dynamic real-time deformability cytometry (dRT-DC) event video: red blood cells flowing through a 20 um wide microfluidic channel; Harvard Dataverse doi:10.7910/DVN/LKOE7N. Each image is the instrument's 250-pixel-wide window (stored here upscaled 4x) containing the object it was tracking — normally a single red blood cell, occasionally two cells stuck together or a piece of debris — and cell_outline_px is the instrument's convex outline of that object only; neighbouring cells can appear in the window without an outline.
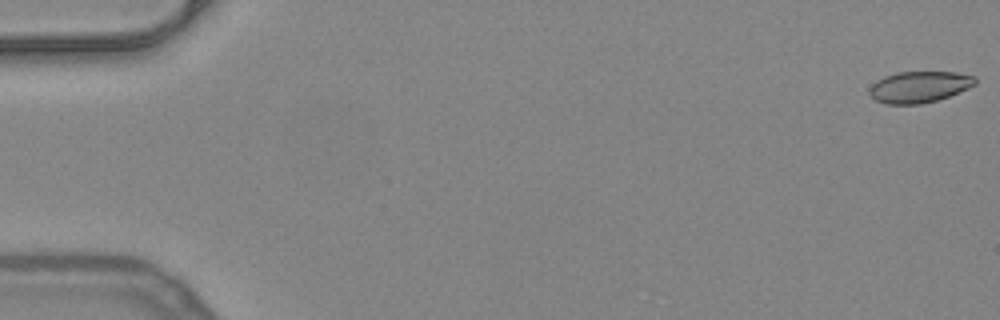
{"species": "common noctule bat (a hibernating species)", "species_latin": "Nyctalus noctula", "temperature_condition": "warm", "stored_images_in_passage": 52, "camera_frame_rate_fps": 3000, "um_per_image_px": 0.085, "animal": {"sex": "female", "body_mass_g": 24.6, "forearm_length_mm": 56.2}, "frame": {"image": 1, "passage_image": 1, "time_ms": 0.0, "image_size_px": [1000, 320], "cell_outline_px": [[976, 84], [968, 88], [948, 96], [936, 100], [920, 104], [884, 104], [876, 100], [868, 92], [868, 88], [876, 80], [884, 76], [896, 72], [956, 72], [976, 76]], "centroid_in_image_um": [78.11, 7.38], "position_along_channel_um": 6.9, "area_um2": 19.36}}
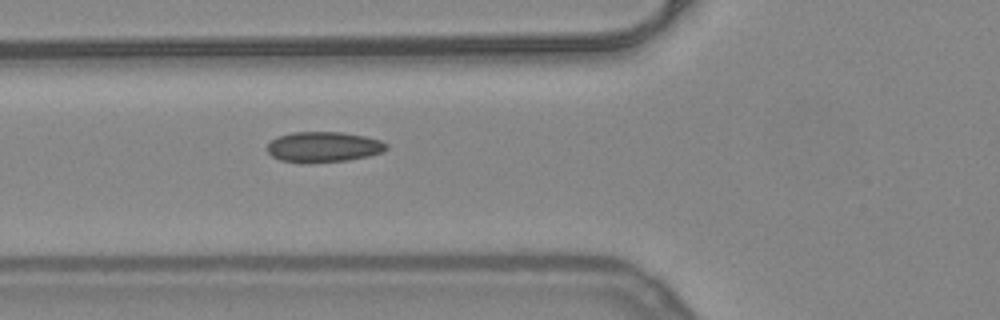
{"frame": {"image": 2, "passage_image": 20, "time_ms": 6.333, "image_size_px": [1000, 320], "cell_outline_px": [[388, 148], [380, 152], [368, 156], [348, 160], [304, 164], [300, 164], [280, 160], [272, 156], [268, 152], [268, 144], [276, 136], [292, 132], [340, 132], [364, 136], [380, 140], [388, 144]], "centroid_in_image_um": [27.46, 12.5], "position_along_channel_um": 98.3, "area_um2": 21.33}}
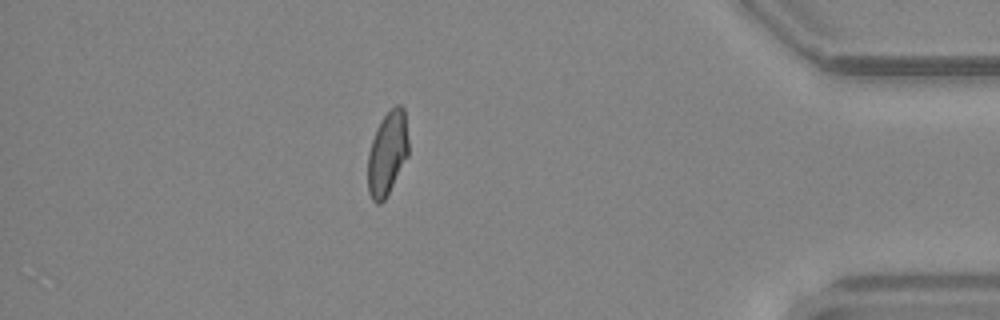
{"frame": {"image": 3, "passage_image": 46, "time_ms": 15.0, "image_size_px": [1000, 320], "cell_outline_px": [[408, 156], [384, 200], [380, 204], [376, 204], [372, 200], [368, 192], [368, 152], [376, 128], [380, 120], [396, 104], [400, 104], [404, 108], [408, 140]], "centroid_in_image_um": [32.92, 13.03], "position_along_channel_um": 402.3, "area_um2": 19.83}, "authors_computed_cell_mechanics": {"area_um2": 20.23, "velocity_mm_per_s": 3.9859, "shape_relaxation_time_tau1_ms": null, "shape_relaxation_time_tau2_ms": 1.1347, "deformation_change_tau1": null, "deformation_change_tau2": 0.0632}}